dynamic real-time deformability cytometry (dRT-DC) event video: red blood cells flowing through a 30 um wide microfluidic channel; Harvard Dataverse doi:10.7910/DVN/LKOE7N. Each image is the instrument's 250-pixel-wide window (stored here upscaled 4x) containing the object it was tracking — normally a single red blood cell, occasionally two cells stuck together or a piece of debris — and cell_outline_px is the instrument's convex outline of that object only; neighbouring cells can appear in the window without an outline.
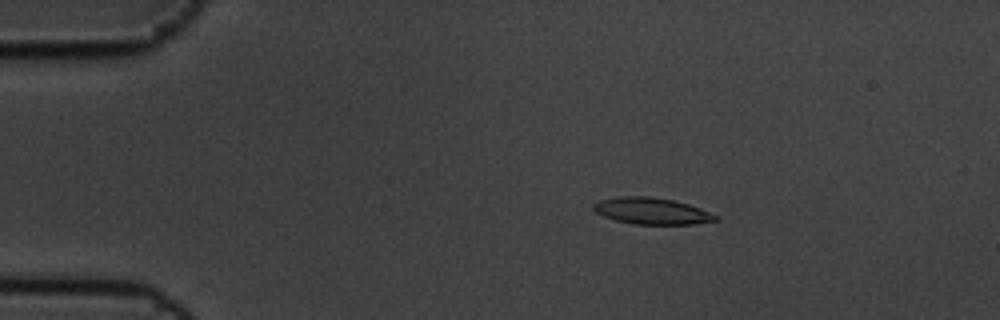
{"species": "common noctule bat (a hibernating species)", "species_latin": "Nyctalus noctula", "temperature_condition": "cold", "stored_images_in_passage": 4, "camera_frame_rate_fps": 3000, "um_per_image_px": 0.085, "animal": {"sex": "male", "body_mass_g": 19.5, "forearm_length_mm": 54.6}, "frame": {"image": 1, "passage_image": 3, "time_ms": 0.667, "image_size_px": [1000, 320], "cell_outline_px": [[720, 220], [696, 224], [632, 224], [616, 220], [604, 216], [596, 212], [592, 208], [592, 204], [600, 200], [620, 196], [648, 196], [672, 200], [688, 204], [700, 208], [716, 216]], "centroid_in_image_um": [55.38, 17.94], "position_along_channel_um": 29.6, "area_um2": 18.79}}